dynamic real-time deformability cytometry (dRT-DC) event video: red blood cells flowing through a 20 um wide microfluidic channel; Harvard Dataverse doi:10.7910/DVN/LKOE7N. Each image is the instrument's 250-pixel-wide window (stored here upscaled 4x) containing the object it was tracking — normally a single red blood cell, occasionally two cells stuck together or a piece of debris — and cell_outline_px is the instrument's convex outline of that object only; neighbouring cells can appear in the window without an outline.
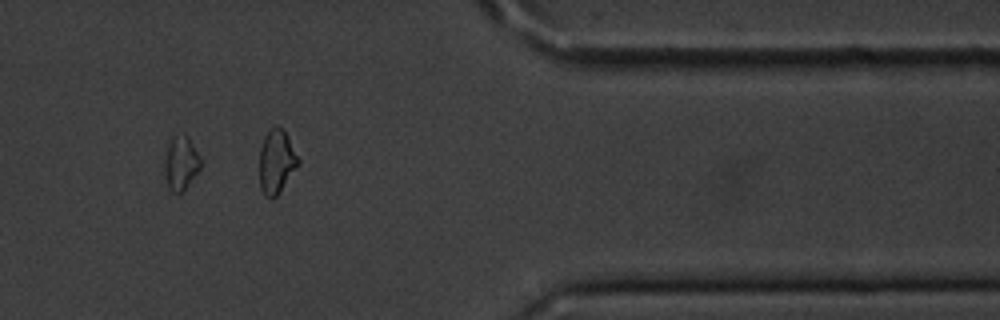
{"species": "common noctule bat (a hibernating species)", "species_latin": "Nyctalus noctula", "temperature_condition": "cold", "stored_images_in_passage": 12, "segment_of_instrument_passage": [2, 2], "camera_frame_rate_fps": 3000, "um_per_image_px": 0.085, "animal": {"sex": "male", "body_mass_g": 20.1, "forearm_length_mm": 53.5}, "frame": {"image": 1, "passage_image": 10, "time_ms": 3.0, "image_size_px": [1000, 320], "cell_outline_px": [[200, 168], [184, 188], [180, 192], [172, 192], [168, 188], [164, 168], [164, 160], [168, 144], [172, 136], [188, 136], [200, 156]], "centroid_in_image_um": [15.35, 13.84], "position_along_channel_um": 396.0, "area_um2": 10.98}}